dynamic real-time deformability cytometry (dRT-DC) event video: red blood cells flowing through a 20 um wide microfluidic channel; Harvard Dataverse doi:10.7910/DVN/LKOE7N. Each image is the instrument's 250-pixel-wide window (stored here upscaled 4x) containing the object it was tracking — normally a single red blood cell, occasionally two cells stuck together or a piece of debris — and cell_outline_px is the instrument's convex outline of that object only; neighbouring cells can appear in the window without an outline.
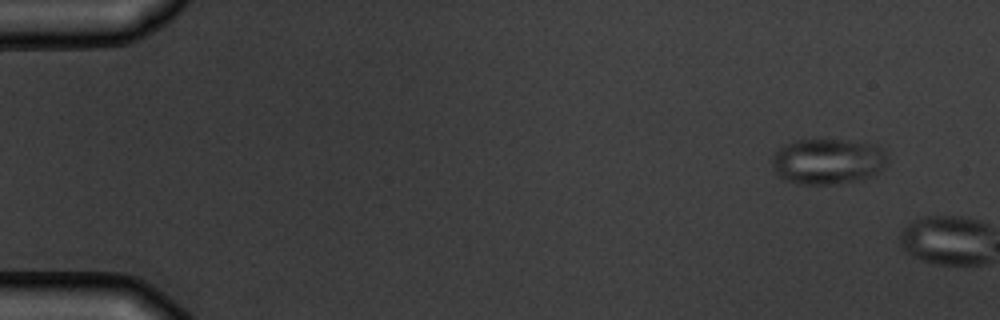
{"species": "common noctule bat (a hibernating species)", "species_latin": "Nyctalus noctula", "temperature_condition": "warm", "stored_images_in_passage": 2, "segment_of_instrument_passage": [1, 2], "camera_frame_rate_fps": 3000, "um_per_image_px": 0.085, "animal": {"sex": "male", "body_mass_g": 19.5, "forearm_length_mm": 54.6}, "frame": {"image": 1, "passage_image": 1, "time_ms": 0.0, "image_size_px": [1000, 320], "cell_outline_px": [[888, 164], [884, 168], [872, 176], [864, 180], [832, 184], [800, 184], [784, 180], [772, 168], [772, 156], [784, 144], [796, 140], [840, 140], [876, 144], [884, 148]], "centroid_in_image_um": [70.4, 13.72], "position_along_channel_um": 14.6, "area_um2": 31.04}}